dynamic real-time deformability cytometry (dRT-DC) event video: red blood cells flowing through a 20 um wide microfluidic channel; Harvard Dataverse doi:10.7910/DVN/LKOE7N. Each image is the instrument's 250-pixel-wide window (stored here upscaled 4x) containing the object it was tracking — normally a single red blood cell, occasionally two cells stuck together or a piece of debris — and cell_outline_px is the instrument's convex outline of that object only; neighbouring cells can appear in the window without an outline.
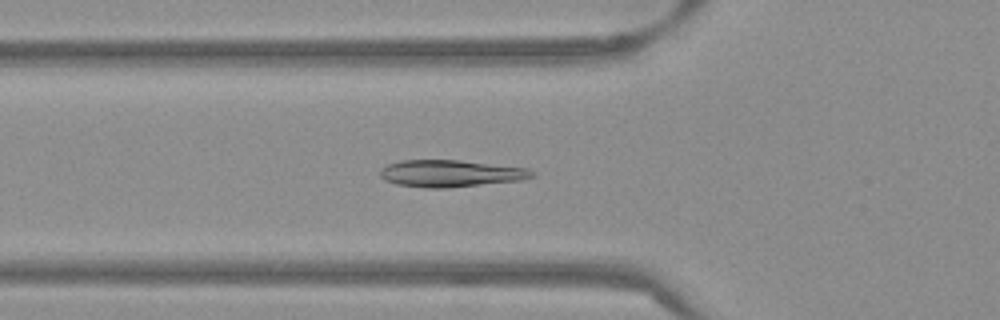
{"species": "Egyptian fruit bat (a non-hibernating species)", "species_latin": "Rousettus aegyptiacus", "temperature_condition": "warm", "stored_images_in_passage": 34, "camera_frame_rate_fps": 3000, "um_per_image_px": 0.085, "frame": {"image": 1, "passage_image": 6, "time_ms": 1.667, "image_size_px": [1000, 320], "cell_outline_px": [[536, 176], [524, 180], [448, 188], [424, 188], [396, 184], [384, 180], [380, 176], [380, 168], [388, 164], [400, 160], [460, 160], [528, 168], [536, 172]], "centroid_in_image_um": [38.33, 14.75], "position_along_channel_um": 87.5, "area_um2": 24.22}}
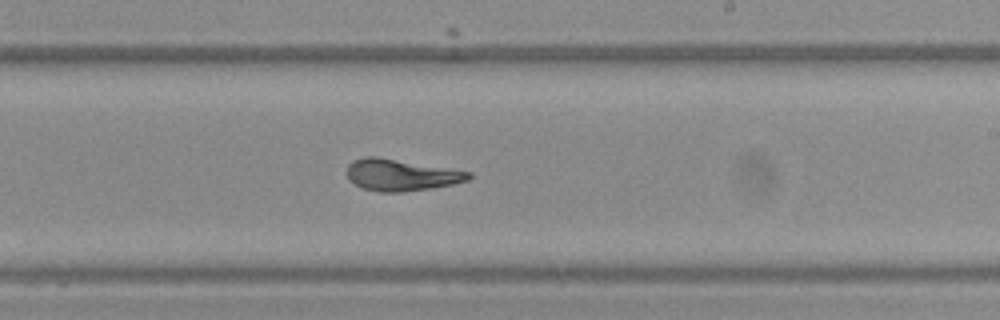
{"frame": {"image": 2, "passage_image": 19, "time_ms": 6.0, "image_size_px": [1000, 320], "cell_outline_px": [[472, 176], [468, 180], [452, 184], [432, 188], [404, 192], [380, 192], [364, 188], [348, 180], [348, 164], [352, 160], [364, 156], [376, 156], [472, 172]], "centroid_in_image_um": [34.08, 14.87], "position_along_channel_um": 254.9, "area_um2": 22.37}}
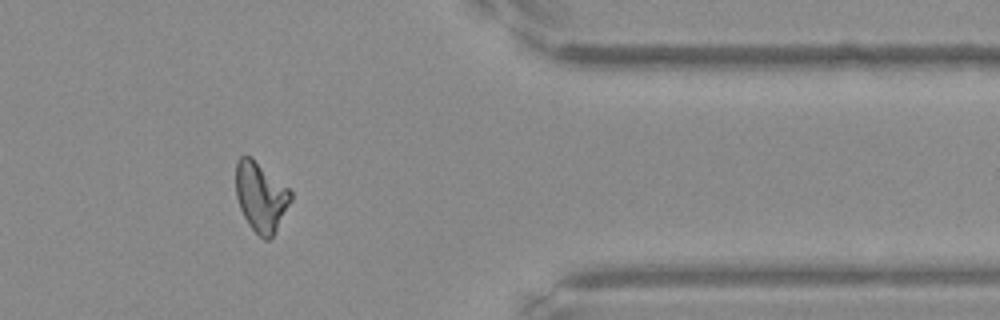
{"frame": {"image": 3, "passage_image": 31, "time_ms": 10.0, "image_size_px": [1000, 320], "cell_outline_px": [[292, 200], [276, 232], [268, 240], [264, 240], [248, 224], [240, 208], [236, 196], [236, 164], [240, 156], [252, 156], [288, 188], [292, 192]], "centroid_in_image_um": [22.18, 16.72], "position_along_channel_um": 389.2, "area_um2": 22.31}, "authors_computed_cell_mechanics": {"area_um2": 22.831, "velocity_mm_per_s": 3.8494, "shape_relaxation_time_tau1_ms": 6.2335, "shape_relaxation_time_tau2_ms": 1.534, "deformation_change_tau1": 0.2503, "deformation_change_tau2": 0.0786}}